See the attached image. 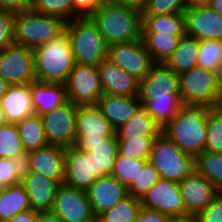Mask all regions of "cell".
<instances>
[{
	"label": "cell",
	"instance_id": "53",
	"mask_svg": "<svg viewBox=\"0 0 222 222\" xmlns=\"http://www.w3.org/2000/svg\"><path fill=\"white\" fill-rule=\"evenodd\" d=\"M38 222H65L52 211H38Z\"/></svg>",
	"mask_w": 222,
	"mask_h": 222
},
{
	"label": "cell",
	"instance_id": "38",
	"mask_svg": "<svg viewBox=\"0 0 222 222\" xmlns=\"http://www.w3.org/2000/svg\"><path fill=\"white\" fill-rule=\"evenodd\" d=\"M26 152L20 141L18 128L14 123L0 125V158L12 159Z\"/></svg>",
	"mask_w": 222,
	"mask_h": 222
},
{
	"label": "cell",
	"instance_id": "36",
	"mask_svg": "<svg viewBox=\"0 0 222 222\" xmlns=\"http://www.w3.org/2000/svg\"><path fill=\"white\" fill-rule=\"evenodd\" d=\"M157 136H137L130 139H118L120 155L132 159L149 161L153 141Z\"/></svg>",
	"mask_w": 222,
	"mask_h": 222
},
{
	"label": "cell",
	"instance_id": "58",
	"mask_svg": "<svg viewBox=\"0 0 222 222\" xmlns=\"http://www.w3.org/2000/svg\"><path fill=\"white\" fill-rule=\"evenodd\" d=\"M217 76H218V81H219V87H220V90L222 91V62L220 63Z\"/></svg>",
	"mask_w": 222,
	"mask_h": 222
},
{
	"label": "cell",
	"instance_id": "26",
	"mask_svg": "<svg viewBox=\"0 0 222 222\" xmlns=\"http://www.w3.org/2000/svg\"><path fill=\"white\" fill-rule=\"evenodd\" d=\"M200 41L194 37L185 35L180 38L177 48L165 65L173 72L180 74L198 66Z\"/></svg>",
	"mask_w": 222,
	"mask_h": 222
},
{
	"label": "cell",
	"instance_id": "8",
	"mask_svg": "<svg viewBox=\"0 0 222 222\" xmlns=\"http://www.w3.org/2000/svg\"><path fill=\"white\" fill-rule=\"evenodd\" d=\"M64 85L68 101L76 106H96L104 94L95 66L75 64Z\"/></svg>",
	"mask_w": 222,
	"mask_h": 222
},
{
	"label": "cell",
	"instance_id": "22",
	"mask_svg": "<svg viewBox=\"0 0 222 222\" xmlns=\"http://www.w3.org/2000/svg\"><path fill=\"white\" fill-rule=\"evenodd\" d=\"M29 204L35 211H51L56 192L61 185L55 180L36 172H29L22 180Z\"/></svg>",
	"mask_w": 222,
	"mask_h": 222
},
{
	"label": "cell",
	"instance_id": "61",
	"mask_svg": "<svg viewBox=\"0 0 222 222\" xmlns=\"http://www.w3.org/2000/svg\"><path fill=\"white\" fill-rule=\"evenodd\" d=\"M6 11L0 5V16H2Z\"/></svg>",
	"mask_w": 222,
	"mask_h": 222
},
{
	"label": "cell",
	"instance_id": "35",
	"mask_svg": "<svg viewBox=\"0 0 222 222\" xmlns=\"http://www.w3.org/2000/svg\"><path fill=\"white\" fill-rule=\"evenodd\" d=\"M141 208L140 199L128 194L96 219L99 222H134Z\"/></svg>",
	"mask_w": 222,
	"mask_h": 222
},
{
	"label": "cell",
	"instance_id": "10",
	"mask_svg": "<svg viewBox=\"0 0 222 222\" xmlns=\"http://www.w3.org/2000/svg\"><path fill=\"white\" fill-rule=\"evenodd\" d=\"M107 59L139 81L156 64L142 40L114 43L108 46Z\"/></svg>",
	"mask_w": 222,
	"mask_h": 222
},
{
	"label": "cell",
	"instance_id": "37",
	"mask_svg": "<svg viewBox=\"0 0 222 222\" xmlns=\"http://www.w3.org/2000/svg\"><path fill=\"white\" fill-rule=\"evenodd\" d=\"M204 150L222 154V109L208 108Z\"/></svg>",
	"mask_w": 222,
	"mask_h": 222
},
{
	"label": "cell",
	"instance_id": "31",
	"mask_svg": "<svg viewBox=\"0 0 222 222\" xmlns=\"http://www.w3.org/2000/svg\"><path fill=\"white\" fill-rule=\"evenodd\" d=\"M89 153H91L94 159L97 175H111L119 153L116 134L108 137L101 144L89 145Z\"/></svg>",
	"mask_w": 222,
	"mask_h": 222
},
{
	"label": "cell",
	"instance_id": "55",
	"mask_svg": "<svg viewBox=\"0 0 222 222\" xmlns=\"http://www.w3.org/2000/svg\"><path fill=\"white\" fill-rule=\"evenodd\" d=\"M212 0H187V8L210 6Z\"/></svg>",
	"mask_w": 222,
	"mask_h": 222
},
{
	"label": "cell",
	"instance_id": "28",
	"mask_svg": "<svg viewBox=\"0 0 222 222\" xmlns=\"http://www.w3.org/2000/svg\"><path fill=\"white\" fill-rule=\"evenodd\" d=\"M142 32H159L160 34L172 36H185V13L142 15Z\"/></svg>",
	"mask_w": 222,
	"mask_h": 222
},
{
	"label": "cell",
	"instance_id": "42",
	"mask_svg": "<svg viewBox=\"0 0 222 222\" xmlns=\"http://www.w3.org/2000/svg\"><path fill=\"white\" fill-rule=\"evenodd\" d=\"M222 62V41L205 40L200 41L198 55V66L218 72Z\"/></svg>",
	"mask_w": 222,
	"mask_h": 222
},
{
	"label": "cell",
	"instance_id": "39",
	"mask_svg": "<svg viewBox=\"0 0 222 222\" xmlns=\"http://www.w3.org/2000/svg\"><path fill=\"white\" fill-rule=\"evenodd\" d=\"M146 162L147 160L132 159L118 153L111 175L128 188L134 179L137 178L139 171L142 170Z\"/></svg>",
	"mask_w": 222,
	"mask_h": 222
},
{
	"label": "cell",
	"instance_id": "60",
	"mask_svg": "<svg viewBox=\"0 0 222 222\" xmlns=\"http://www.w3.org/2000/svg\"><path fill=\"white\" fill-rule=\"evenodd\" d=\"M218 107L222 109V91H221V94H220Z\"/></svg>",
	"mask_w": 222,
	"mask_h": 222
},
{
	"label": "cell",
	"instance_id": "12",
	"mask_svg": "<svg viewBox=\"0 0 222 222\" xmlns=\"http://www.w3.org/2000/svg\"><path fill=\"white\" fill-rule=\"evenodd\" d=\"M74 103L68 101L61 107L41 115L48 144L68 147L76 144V113Z\"/></svg>",
	"mask_w": 222,
	"mask_h": 222
},
{
	"label": "cell",
	"instance_id": "41",
	"mask_svg": "<svg viewBox=\"0 0 222 222\" xmlns=\"http://www.w3.org/2000/svg\"><path fill=\"white\" fill-rule=\"evenodd\" d=\"M31 8L40 14L58 16L65 22L73 19L72 0H34Z\"/></svg>",
	"mask_w": 222,
	"mask_h": 222
},
{
	"label": "cell",
	"instance_id": "49",
	"mask_svg": "<svg viewBox=\"0 0 222 222\" xmlns=\"http://www.w3.org/2000/svg\"><path fill=\"white\" fill-rule=\"evenodd\" d=\"M168 218L164 213L142 207L134 222H167Z\"/></svg>",
	"mask_w": 222,
	"mask_h": 222
},
{
	"label": "cell",
	"instance_id": "20",
	"mask_svg": "<svg viewBox=\"0 0 222 222\" xmlns=\"http://www.w3.org/2000/svg\"><path fill=\"white\" fill-rule=\"evenodd\" d=\"M30 172H36L47 178L64 184L65 147L48 144L29 152Z\"/></svg>",
	"mask_w": 222,
	"mask_h": 222
},
{
	"label": "cell",
	"instance_id": "15",
	"mask_svg": "<svg viewBox=\"0 0 222 222\" xmlns=\"http://www.w3.org/2000/svg\"><path fill=\"white\" fill-rule=\"evenodd\" d=\"M98 177L91 153L75 145L65 147V185L86 191Z\"/></svg>",
	"mask_w": 222,
	"mask_h": 222
},
{
	"label": "cell",
	"instance_id": "44",
	"mask_svg": "<svg viewBox=\"0 0 222 222\" xmlns=\"http://www.w3.org/2000/svg\"><path fill=\"white\" fill-rule=\"evenodd\" d=\"M15 13L0 16V51L14 44Z\"/></svg>",
	"mask_w": 222,
	"mask_h": 222
},
{
	"label": "cell",
	"instance_id": "6",
	"mask_svg": "<svg viewBox=\"0 0 222 222\" xmlns=\"http://www.w3.org/2000/svg\"><path fill=\"white\" fill-rule=\"evenodd\" d=\"M180 98L185 106L218 108L221 90L217 72L195 66L179 74Z\"/></svg>",
	"mask_w": 222,
	"mask_h": 222
},
{
	"label": "cell",
	"instance_id": "48",
	"mask_svg": "<svg viewBox=\"0 0 222 222\" xmlns=\"http://www.w3.org/2000/svg\"><path fill=\"white\" fill-rule=\"evenodd\" d=\"M12 166L16 175L22 180L30 172V155L24 152L12 158Z\"/></svg>",
	"mask_w": 222,
	"mask_h": 222
},
{
	"label": "cell",
	"instance_id": "4",
	"mask_svg": "<svg viewBox=\"0 0 222 222\" xmlns=\"http://www.w3.org/2000/svg\"><path fill=\"white\" fill-rule=\"evenodd\" d=\"M65 32L71 43L75 64L97 67L107 59L108 45L90 16L66 22Z\"/></svg>",
	"mask_w": 222,
	"mask_h": 222
},
{
	"label": "cell",
	"instance_id": "32",
	"mask_svg": "<svg viewBox=\"0 0 222 222\" xmlns=\"http://www.w3.org/2000/svg\"><path fill=\"white\" fill-rule=\"evenodd\" d=\"M20 141L26 152L47 146L42 119L39 115H32L16 123Z\"/></svg>",
	"mask_w": 222,
	"mask_h": 222
},
{
	"label": "cell",
	"instance_id": "47",
	"mask_svg": "<svg viewBox=\"0 0 222 222\" xmlns=\"http://www.w3.org/2000/svg\"><path fill=\"white\" fill-rule=\"evenodd\" d=\"M73 19L90 16L102 4L101 0H72Z\"/></svg>",
	"mask_w": 222,
	"mask_h": 222
},
{
	"label": "cell",
	"instance_id": "18",
	"mask_svg": "<svg viewBox=\"0 0 222 222\" xmlns=\"http://www.w3.org/2000/svg\"><path fill=\"white\" fill-rule=\"evenodd\" d=\"M185 18L186 35L199 41H222V16L211 6L187 8Z\"/></svg>",
	"mask_w": 222,
	"mask_h": 222
},
{
	"label": "cell",
	"instance_id": "50",
	"mask_svg": "<svg viewBox=\"0 0 222 222\" xmlns=\"http://www.w3.org/2000/svg\"><path fill=\"white\" fill-rule=\"evenodd\" d=\"M1 7L6 12L20 13L31 8L30 0H0Z\"/></svg>",
	"mask_w": 222,
	"mask_h": 222
},
{
	"label": "cell",
	"instance_id": "14",
	"mask_svg": "<svg viewBox=\"0 0 222 222\" xmlns=\"http://www.w3.org/2000/svg\"><path fill=\"white\" fill-rule=\"evenodd\" d=\"M140 201L142 207L159 211L169 217L188 214L183 204L178 183L166 179L161 178L142 196Z\"/></svg>",
	"mask_w": 222,
	"mask_h": 222
},
{
	"label": "cell",
	"instance_id": "57",
	"mask_svg": "<svg viewBox=\"0 0 222 222\" xmlns=\"http://www.w3.org/2000/svg\"><path fill=\"white\" fill-rule=\"evenodd\" d=\"M210 6L222 16V0H212Z\"/></svg>",
	"mask_w": 222,
	"mask_h": 222
},
{
	"label": "cell",
	"instance_id": "33",
	"mask_svg": "<svg viewBox=\"0 0 222 222\" xmlns=\"http://www.w3.org/2000/svg\"><path fill=\"white\" fill-rule=\"evenodd\" d=\"M139 101L161 128L171 121L183 106L180 97H156L155 99H139Z\"/></svg>",
	"mask_w": 222,
	"mask_h": 222
},
{
	"label": "cell",
	"instance_id": "24",
	"mask_svg": "<svg viewBox=\"0 0 222 222\" xmlns=\"http://www.w3.org/2000/svg\"><path fill=\"white\" fill-rule=\"evenodd\" d=\"M114 130L127 123L142 106L138 97L103 94L96 105Z\"/></svg>",
	"mask_w": 222,
	"mask_h": 222
},
{
	"label": "cell",
	"instance_id": "43",
	"mask_svg": "<svg viewBox=\"0 0 222 222\" xmlns=\"http://www.w3.org/2000/svg\"><path fill=\"white\" fill-rule=\"evenodd\" d=\"M187 0H144L142 15L185 13Z\"/></svg>",
	"mask_w": 222,
	"mask_h": 222
},
{
	"label": "cell",
	"instance_id": "59",
	"mask_svg": "<svg viewBox=\"0 0 222 222\" xmlns=\"http://www.w3.org/2000/svg\"><path fill=\"white\" fill-rule=\"evenodd\" d=\"M6 123L5 117H4V113L0 107V125Z\"/></svg>",
	"mask_w": 222,
	"mask_h": 222
},
{
	"label": "cell",
	"instance_id": "5",
	"mask_svg": "<svg viewBox=\"0 0 222 222\" xmlns=\"http://www.w3.org/2000/svg\"><path fill=\"white\" fill-rule=\"evenodd\" d=\"M65 25L60 17L40 14L32 8L15 13L14 44L34 50L62 35Z\"/></svg>",
	"mask_w": 222,
	"mask_h": 222
},
{
	"label": "cell",
	"instance_id": "29",
	"mask_svg": "<svg viewBox=\"0 0 222 222\" xmlns=\"http://www.w3.org/2000/svg\"><path fill=\"white\" fill-rule=\"evenodd\" d=\"M181 37L183 36H172L159 32H142L141 34V40L152 55L154 62L163 64L171 57Z\"/></svg>",
	"mask_w": 222,
	"mask_h": 222
},
{
	"label": "cell",
	"instance_id": "19",
	"mask_svg": "<svg viewBox=\"0 0 222 222\" xmlns=\"http://www.w3.org/2000/svg\"><path fill=\"white\" fill-rule=\"evenodd\" d=\"M86 192L96 218L128 195L127 188L113 175L99 176Z\"/></svg>",
	"mask_w": 222,
	"mask_h": 222
},
{
	"label": "cell",
	"instance_id": "13",
	"mask_svg": "<svg viewBox=\"0 0 222 222\" xmlns=\"http://www.w3.org/2000/svg\"><path fill=\"white\" fill-rule=\"evenodd\" d=\"M65 222H94L87 192L61 184L51 210Z\"/></svg>",
	"mask_w": 222,
	"mask_h": 222
},
{
	"label": "cell",
	"instance_id": "30",
	"mask_svg": "<svg viewBox=\"0 0 222 222\" xmlns=\"http://www.w3.org/2000/svg\"><path fill=\"white\" fill-rule=\"evenodd\" d=\"M30 209L28 195L21 183L4 187L0 195V221Z\"/></svg>",
	"mask_w": 222,
	"mask_h": 222
},
{
	"label": "cell",
	"instance_id": "9",
	"mask_svg": "<svg viewBox=\"0 0 222 222\" xmlns=\"http://www.w3.org/2000/svg\"><path fill=\"white\" fill-rule=\"evenodd\" d=\"M115 130L97 106H78L76 113V144L89 152V145L101 144Z\"/></svg>",
	"mask_w": 222,
	"mask_h": 222
},
{
	"label": "cell",
	"instance_id": "23",
	"mask_svg": "<svg viewBox=\"0 0 222 222\" xmlns=\"http://www.w3.org/2000/svg\"><path fill=\"white\" fill-rule=\"evenodd\" d=\"M6 123H18L35 114L30 84L11 85L0 99Z\"/></svg>",
	"mask_w": 222,
	"mask_h": 222
},
{
	"label": "cell",
	"instance_id": "54",
	"mask_svg": "<svg viewBox=\"0 0 222 222\" xmlns=\"http://www.w3.org/2000/svg\"><path fill=\"white\" fill-rule=\"evenodd\" d=\"M167 222H197L196 215L187 214L184 216L169 217Z\"/></svg>",
	"mask_w": 222,
	"mask_h": 222
},
{
	"label": "cell",
	"instance_id": "21",
	"mask_svg": "<svg viewBox=\"0 0 222 222\" xmlns=\"http://www.w3.org/2000/svg\"><path fill=\"white\" fill-rule=\"evenodd\" d=\"M104 94L138 97L139 80L108 59L97 66Z\"/></svg>",
	"mask_w": 222,
	"mask_h": 222
},
{
	"label": "cell",
	"instance_id": "1",
	"mask_svg": "<svg viewBox=\"0 0 222 222\" xmlns=\"http://www.w3.org/2000/svg\"><path fill=\"white\" fill-rule=\"evenodd\" d=\"M90 17L108 46L141 40L142 11L139 8L102 3Z\"/></svg>",
	"mask_w": 222,
	"mask_h": 222
},
{
	"label": "cell",
	"instance_id": "51",
	"mask_svg": "<svg viewBox=\"0 0 222 222\" xmlns=\"http://www.w3.org/2000/svg\"><path fill=\"white\" fill-rule=\"evenodd\" d=\"M3 222H38V211L30 209L18 213L14 217L4 220Z\"/></svg>",
	"mask_w": 222,
	"mask_h": 222
},
{
	"label": "cell",
	"instance_id": "56",
	"mask_svg": "<svg viewBox=\"0 0 222 222\" xmlns=\"http://www.w3.org/2000/svg\"><path fill=\"white\" fill-rule=\"evenodd\" d=\"M11 85L0 76V99L6 94Z\"/></svg>",
	"mask_w": 222,
	"mask_h": 222
},
{
	"label": "cell",
	"instance_id": "46",
	"mask_svg": "<svg viewBox=\"0 0 222 222\" xmlns=\"http://www.w3.org/2000/svg\"><path fill=\"white\" fill-rule=\"evenodd\" d=\"M0 183L5 187L21 183L13 169L12 159L0 158Z\"/></svg>",
	"mask_w": 222,
	"mask_h": 222
},
{
	"label": "cell",
	"instance_id": "7",
	"mask_svg": "<svg viewBox=\"0 0 222 222\" xmlns=\"http://www.w3.org/2000/svg\"><path fill=\"white\" fill-rule=\"evenodd\" d=\"M149 162L158 170L162 179L176 183L195 169L194 157L183 152L163 133L153 141Z\"/></svg>",
	"mask_w": 222,
	"mask_h": 222
},
{
	"label": "cell",
	"instance_id": "11",
	"mask_svg": "<svg viewBox=\"0 0 222 222\" xmlns=\"http://www.w3.org/2000/svg\"><path fill=\"white\" fill-rule=\"evenodd\" d=\"M0 76L10 85L36 81L33 49L11 45L0 51Z\"/></svg>",
	"mask_w": 222,
	"mask_h": 222
},
{
	"label": "cell",
	"instance_id": "45",
	"mask_svg": "<svg viewBox=\"0 0 222 222\" xmlns=\"http://www.w3.org/2000/svg\"><path fill=\"white\" fill-rule=\"evenodd\" d=\"M197 222H222V193L196 215Z\"/></svg>",
	"mask_w": 222,
	"mask_h": 222
},
{
	"label": "cell",
	"instance_id": "3",
	"mask_svg": "<svg viewBox=\"0 0 222 222\" xmlns=\"http://www.w3.org/2000/svg\"><path fill=\"white\" fill-rule=\"evenodd\" d=\"M37 81L65 84L75 65L66 32L33 50Z\"/></svg>",
	"mask_w": 222,
	"mask_h": 222
},
{
	"label": "cell",
	"instance_id": "62",
	"mask_svg": "<svg viewBox=\"0 0 222 222\" xmlns=\"http://www.w3.org/2000/svg\"><path fill=\"white\" fill-rule=\"evenodd\" d=\"M4 187L5 186L0 183V195L2 194V191H3Z\"/></svg>",
	"mask_w": 222,
	"mask_h": 222
},
{
	"label": "cell",
	"instance_id": "2",
	"mask_svg": "<svg viewBox=\"0 0 222 222\" xmlns=\"http://www.w3.org/2000/svg\"><path fill=\"white\" fill-rule=\"evenodd\" d=\"M208 108L183 105L161 129L168 139L194 158L204 150Z\"/></svg>",
	"mask_w": 222,
	"mask_h": 222
},
{
	"label": "cell",
	"instance_id": "27",
	"mask_svg": "<svg viewBox=\"0 0 222 222\" xmlns=\"http://www.w3.org/2000/svg\"><path fill=\"white\" fill-rule=\"evenodd\" d=\"M161 126L141 106L135 115L125 124L115 130L117 139H130L137 136H158Z\"/></svg>",
	"mask_w": 222,
	"mask_h": 222
},
{
	"label": "cell",
	"instance_id": "40",
	"mask_svg": "<svg viewBox=\"0 0 222 222\" xmlns=\"http://www.w3.org/2000/svg\"><path fill=\"white\" fill-rule=\"evenodd\" d=\"M161 179L158 170L147 161L142 170L139 171L137 178L127 188L128 194L141 199Z\"/></svg>",
	"mask_w": 222,
	"mask_h": 222
},
{
	"label": "cell",
	"instance_id": "25",
	"mask_svg": "<svg viewBox=\"0 0 222 222\" xmlns=\"http://www.w3.org/2000/svg\"><path fill=\"white\" fill-rule=\"evenodd\" d=\"M35 115H43L68 102L64 84L34 81L30 84Z\"/></svg>",
	"mask_w": 222,
	"mask_h": 222
},
{
	"label": "cell",
	"instance_id": "52",
	"mask_svg": "<svg viewBox=\"0 0 222 222\" xmlns=\"http://www.w3.org/2000/svg\"><path fill=\"white\" fill-rule=\"evenodd\" d=\"M103 4L128 5L141 9L144 0H101Z\"/></svg>",
	"mask_w": 222,
	"mask_h": 222
},
{
	"label": "cell",
	"instance_id": "17",
	"mask_svg": "<svg viewBox=\"0 0 222 222\" xmlns=\"http://www.w3.org/2000/svg\"><path fill=\"white\" fill-rule=\"evenodd\" d=\"M184 207L188 214L197 215L219 193L214 185L195 169L178 182Z\"/></svg>",
	"mask_w": 222,
	"mask_h": 222
},
{
	"label": "cell",
	"instance_id": "34",
	"mask_svg": "<svg viewBox=\"0 0 222 222\" xmlns=\"http://www.w3.org/2000/svg\"><path fill=\"white\" fill-rule=\"evenodd\" d=\"M195 170L222 193V154L203 150L194 158Z\"/></svg>",
	"mask_w": 222,
	"mask_h": 222
},
{
	"label": "cell",
	"instance_id": "16",
	"mask_svg": "<svg viewBox=\"0 0 222 222\" xmlns=\"http://www.w3.org/2000/svg\"><path fill=\"white\" fill-rule=\"evenodd\" d=\"M156 97H180L179 74L163 63H156L139 81V99H155Z\"/></svg>",
	"mask_w": 222,
	"mask_h": 222
}]
</instances>
